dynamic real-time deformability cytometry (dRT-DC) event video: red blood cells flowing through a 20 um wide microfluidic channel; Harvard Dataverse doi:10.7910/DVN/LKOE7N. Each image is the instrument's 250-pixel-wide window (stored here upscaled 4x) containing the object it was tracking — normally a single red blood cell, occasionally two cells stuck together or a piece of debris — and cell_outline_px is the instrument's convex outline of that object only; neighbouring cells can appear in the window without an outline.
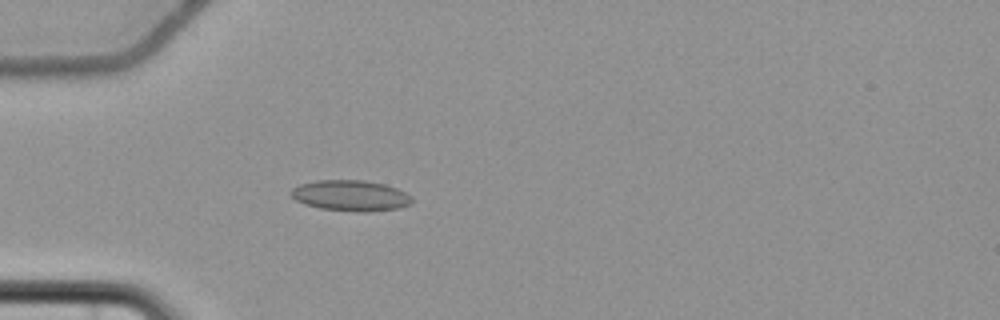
{"species": "common noctule bat (a hibernating species)", "species_latin": "Nyctalus noctula", "temperature_condition": "cold", "stored_images_in_passage": 51, "camera_frame_rate_fps": 3000, "um_per_image_px": 0.085, "animal": {"sex": "female", "body_mass_g": 22.7, "forearm_length_mm": 54.2}, "frame": {"image": 1, "passage_image": 12, "time_ms": 3.667, "image_size_px": [1000, 320], "cell_outline_px": [[412, 200], [408, 204], [400, 208], [368, 212], [356, 212], [320, 208], [304, 204], [296, 200], [288, 192], [292, 188], [300, 184], [316, 180], [364, 180], [384, 184], [396, 188], [412, 196]], "centroid_in_image_um": [29.77, 16.62], "position_along_channel_um": 55.2, "area_um2": 21.79}}
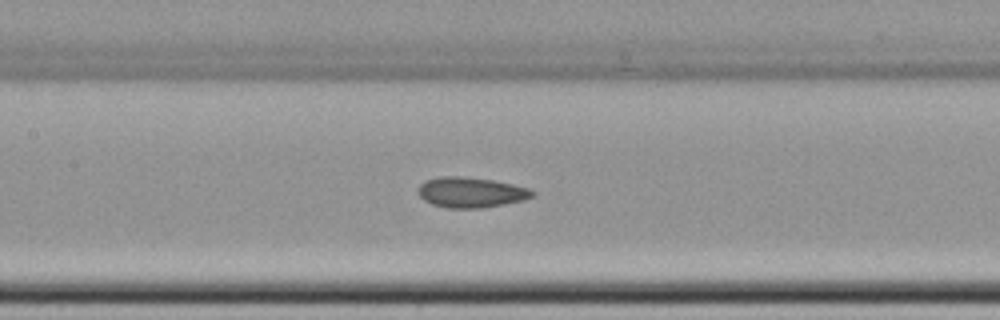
{"frame": {"image": 2, "passage_image": 22, "time_ms": 7.0, "image_size_px": [1000, 320], "cell_outline_px": [[536, 192], [532, 196], [524, 200], [484, 208], [448, 208], [432, 204], [424, 200], [416, 192], [416, 188], [424, 180], [440, 176], [460, 176], [492, 180], [512, 184], [528, 188]], "centroid_in_image_um": [39.98, 16.35], "position_along_channel_um": 167.4, "area_um2": 20.35}}
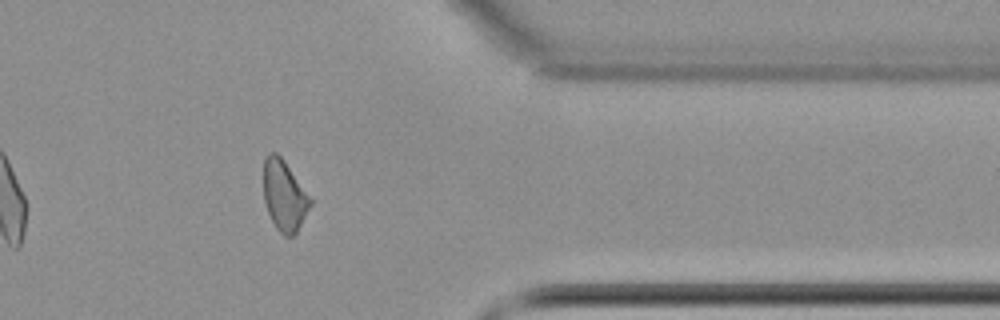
{"frame": {"image": 3, "passage_image": 41, "time_ms": 13.333, "image_size_px": [1000, 320], "cell_outline_px": [[312, 204], [296, 232], [292, 236], [284, 236], [276, 228], [268, 212], [264, 200], [264, 156], [268, 152], [276, 152], [284, 160], [312, 200]], "centroid_in_image_um": [24.15, 16.61], "position_along_channel_um": 387.3, "area_um2": 19.02}, "authors_computed_cell_mechanics": {"area_um2": 19.9988, "velocity_mm_per_s": 3.6925, "shape_relaxation_time_tau1_ms": 5.6637, "shape_relaxation_time_tau2_ms": 2.584, "deformation_change_tau1": 0.0864, "deformation_change_tau2": 0.0726}}